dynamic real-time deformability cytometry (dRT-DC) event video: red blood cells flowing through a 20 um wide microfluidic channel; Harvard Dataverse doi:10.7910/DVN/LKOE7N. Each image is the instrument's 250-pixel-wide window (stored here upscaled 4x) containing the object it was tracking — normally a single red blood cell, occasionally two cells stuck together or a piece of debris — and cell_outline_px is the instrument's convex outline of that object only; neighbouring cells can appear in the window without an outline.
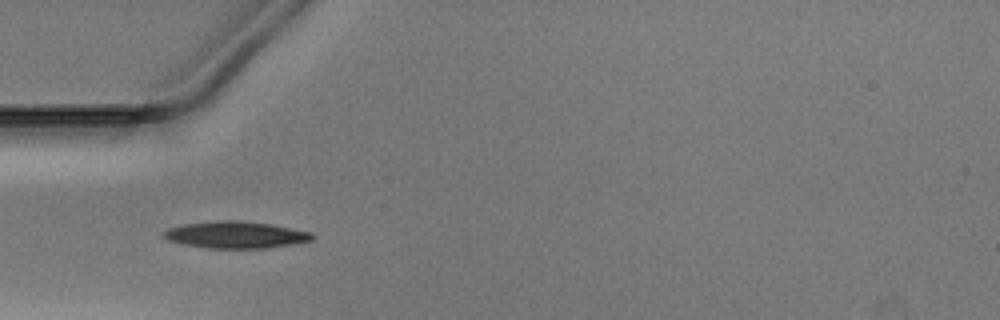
{"species": "Egyptian fruit bat (a non-hibernating species)", "species_latin": "Rousettus aegyptiacus", "temperature_condition": "warm", "stored_images_in_passage": 18, "camera_frame_rate_fps": 3000, "um_per_image_px": 0.085, "animal": {"sex": "male"}, "frame": {"image": 1, "passage_image": 3, "time_ms": 0.667, "image_size_px": [1000, 320], "cell_outline_px": [[316, 236], [312, 240], [292, 244], [264, 248], [208, 248], [184, 244], [168, 240], [164, 236], [164, 232], [168, 228], [184, 224], [216, 220], [240, 220], [268, 224], [292, 228], [312, 232]], "centroid_in_image_um": [20.05, 19.95], "position_along_channel_um": 64.9, "area_um2": 23.12}}
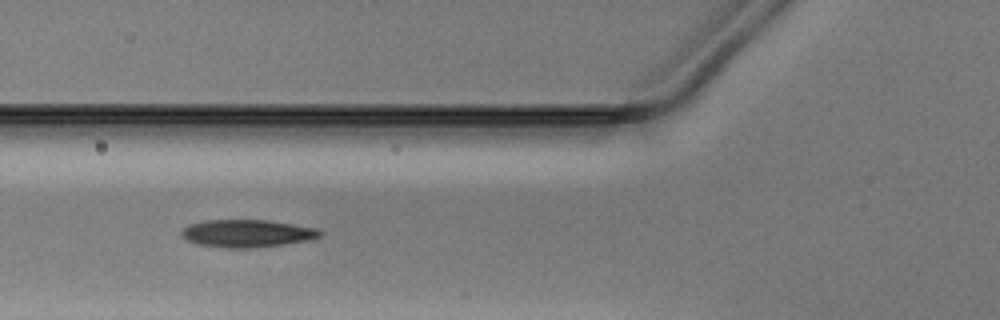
{"frame": {"image": 2, "passage_image": 6, "time_ms": 1.667, "image_size_px": [1000, 320], "cell_outline_px": [[324, 232], [320, 236], [308, 240], [284, 244], [252, 248], [228, 248], [196, 244], [180, 236], [180, 232], [188, 224], [208, 220], [264, 220], [316, 228]], "centroid_in_image_um": [20.96, 19.84], "position_along_channel_um": 104.8, "area_um2": 22.14}}